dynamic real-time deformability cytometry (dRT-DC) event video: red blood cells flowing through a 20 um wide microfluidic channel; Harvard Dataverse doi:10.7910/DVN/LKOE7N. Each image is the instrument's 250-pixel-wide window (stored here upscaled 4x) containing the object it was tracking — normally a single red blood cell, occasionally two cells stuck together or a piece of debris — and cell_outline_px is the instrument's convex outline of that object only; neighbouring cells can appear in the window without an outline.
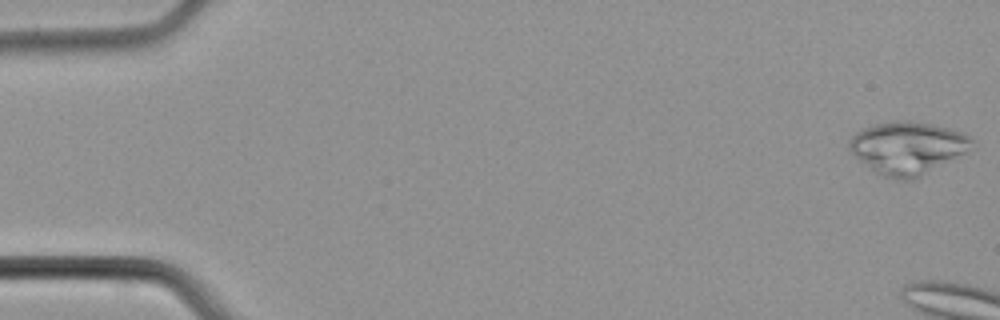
{"species": "common noctule bat (a hibernating species)", "species_latin": "Nyctalus noctula", "temperature_condition": "cold", "stored_images_in_passage": 7, "camera_frame_rate_fps": 3000, "um_per_image_px": 0.085, "animal": {"sex": "male", "body_mass_g": 21.5, "forearm_length_mm": 52.0}, "frame": {"image": 1, "passage_image": 1, "time_ms": 0.0, "image_size_px": [1000, 320], "cell_outline_px": [[972, 140], [964, 152], [920, 176], [912, 180], [896, 180], [884, 176], [876, 172], [860, 160], [848, 148], [848, 144], [852, 136], [856, 132], [864, 128], [876, 124], [900, 120], [904, 120], [932, 124], [964, 132]], "centroid_in_image_um": [77.09, 12.56], "position_along_channel_um": 7.9, "area_um2": 36.59}}